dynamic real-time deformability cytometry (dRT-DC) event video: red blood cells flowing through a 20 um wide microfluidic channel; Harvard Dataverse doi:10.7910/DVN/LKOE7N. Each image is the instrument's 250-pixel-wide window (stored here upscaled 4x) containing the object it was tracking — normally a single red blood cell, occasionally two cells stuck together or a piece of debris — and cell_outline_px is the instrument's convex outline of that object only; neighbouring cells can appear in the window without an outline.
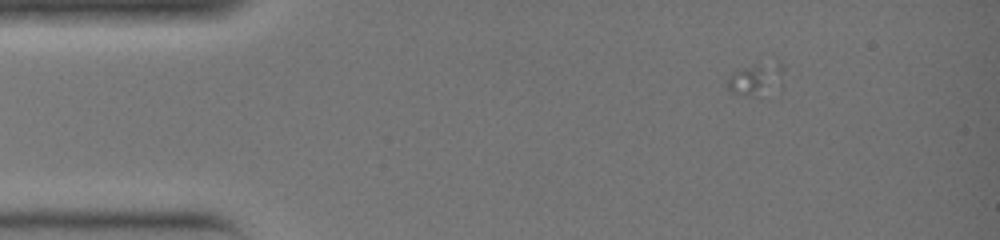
{"species": "common noctule bat (a hibernating species)", "species_latin": "Nyctalus noctula", "temperature_condition": "warm", "stored_images_in_passage": 15, "camera_frame_rate_fps": 3000, "um_per_image_px": 0.085, "animal": {"sex": "female", "body_mass_g": 19.0, "forearm_length_mm": 51.5}, "frame": {"image": 1, "passage_image": 7, "time_ms": 2.0, "image_size_px": [1000, 240], "cell_outline_px": [[784, 88], [748, 92], [732, 92], [728, 88], [728, 80], [736, 72], [772, 52], [784, 64]], "centroid_in_image_um": [64.53, 6.45], "position_along_channel_um": 20.5, "area_um2": 11.1}}